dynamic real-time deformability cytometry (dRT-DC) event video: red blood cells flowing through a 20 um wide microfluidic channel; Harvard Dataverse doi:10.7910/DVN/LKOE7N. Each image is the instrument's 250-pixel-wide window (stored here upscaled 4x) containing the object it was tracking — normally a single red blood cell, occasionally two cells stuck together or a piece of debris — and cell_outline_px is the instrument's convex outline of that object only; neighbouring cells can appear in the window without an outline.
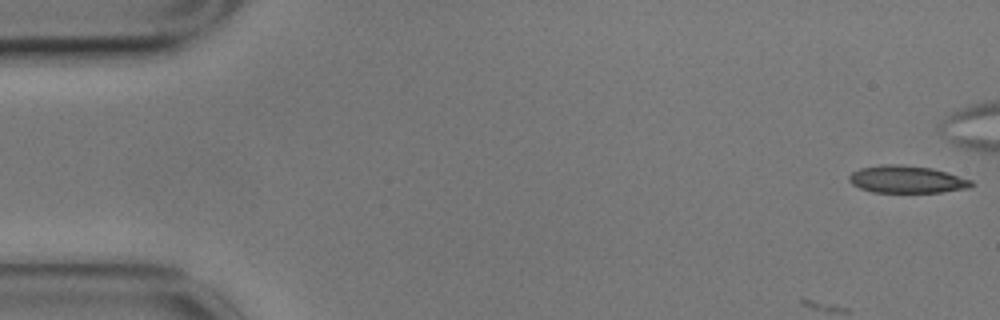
{"species": "common noctule bat (a hibernating species)", "species_latin": "Nyctalus noctula", "temperature_condition": "cold", "stored_images_in_passage": 16, "camera_frame_rate_fps": 3000, "um_per_image_px": 0.085, "animal": {"sex": "male", "body_mass_g": 17.9}, "frame": {"image": 1, "passage_image": 1, "time_ms": 0.0, "image_size_px": [1000, 320], "cell_outline_px": [[976, 184], [972, 188], [940, 192], [872, 192], [860, 188], [852, 184], [848, 180], [848, 176], [852, 172], [860, 168], [880, 164], [896, 164], [932, 168], [972, 180]], "centroid_in_image_um": [77.08, 15.25], "position_along_channel_um": 7.9, "area_um2": 19.59}}